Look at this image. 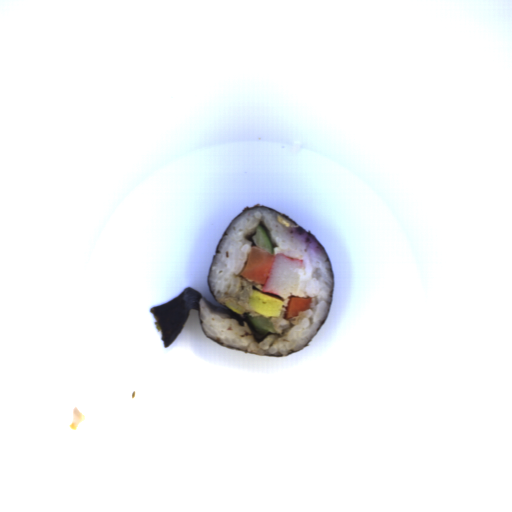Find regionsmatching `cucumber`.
<instances>
[{
    "label": "cucumber",
    "instance_id": "1",
    "mask_svg": "<svg viewBox=\"0 0 512 512\" xmlns=\"http://www.w3.org/2000/svg\"><path fill=\"white\" fill-rule=\"evenodd\" d=\"M243 314L252 334L258 343L267 335L278 333L274 328L273 321H269L271 317H264L262 315L250 316L249 312Z\"/></svg>",
    "mask_w": 512,
    "mask_h": 512
},
{
    "label": "cucumber",
    "instance_id": "2",
    "mask_svg": "<svg viewBox=\"0 0 512 512\" xmlns=\"http://www.w3.org/2000/svg\"><path fill=\"white\" fill-rule=\"evenodd\" d=\"M250 238L254 246H258L275 255L274 243L262 224L256 226L255 233Z\"/></svg>",
    "mask_w": 512,
    "mask_h": 512
}]
</instances>
